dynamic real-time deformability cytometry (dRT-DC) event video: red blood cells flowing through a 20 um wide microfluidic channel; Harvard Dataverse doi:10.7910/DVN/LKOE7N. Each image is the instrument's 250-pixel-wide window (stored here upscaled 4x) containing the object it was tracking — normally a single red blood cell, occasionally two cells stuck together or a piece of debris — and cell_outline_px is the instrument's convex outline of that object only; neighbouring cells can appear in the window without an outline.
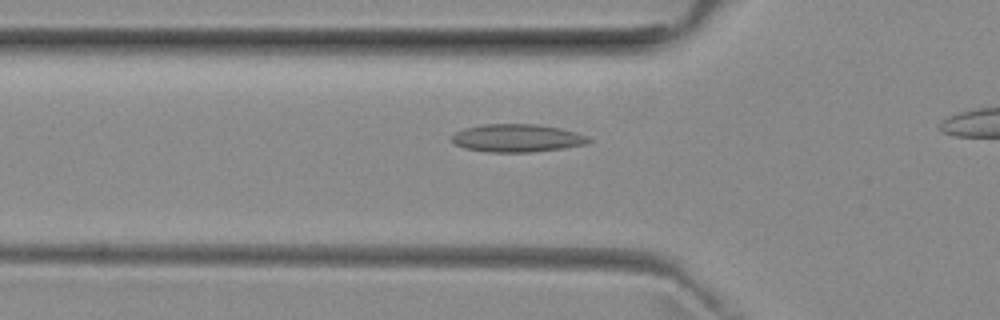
{"species": "common noctule bat (a hibernating species)", "species_latin": "Nyctalus noctula", "temperature_condition": "room temperature", "stored_images_in_passage": 34, "camera_frame_rate_fps": 3000, "um_per_image_px": 0.085, "animal": {"sex": "female", "body_mass_g": 29.2, "forearm_length_mm": 56.3}, "frame": {"image": 1, "passage_image": 9, "time_ms": 2.667, "image_size_px": [1000, 320], "cell_outline_px": [[592, 140], [588, 144], [564, 148], [532, 152], [488, 152], [464, 148], [456, 144], [452, 140], [452, 136], [456, 132], [464, 128], [484, 124], [536, 124], [560, 128], [576, 132], [588, 136]], "centroid_in_image_um": [43.99, 11.74], "position_along_channel_um": 81.8, "area_um2": 22.31}}
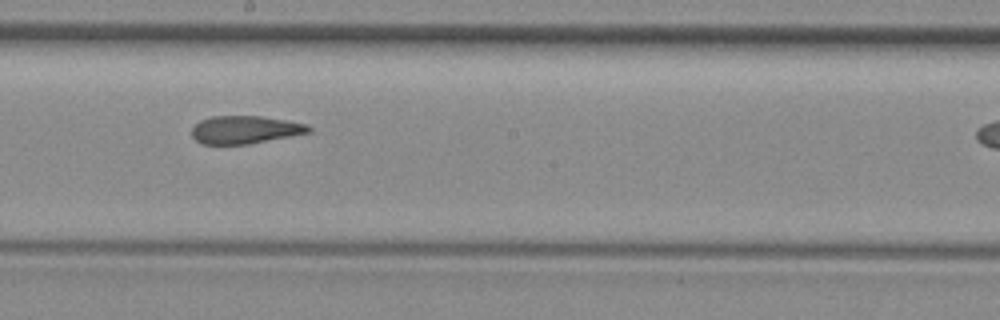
{"frame": {"image": 2, "passage_image": 20, "time_ms": 6.333, "image_size_px": [1000, 320], "cell_outline_px": [[312, 132], [248, 144], [200, 144], [192, 136], [192, 128], [200, 120], [212, 116], [260, 116], [308, 124], [312, 128]], "centroid_in_image_um": [20.83, 11.03], "position_along_channel_um": 227.4, "area_um2": 18.96}}
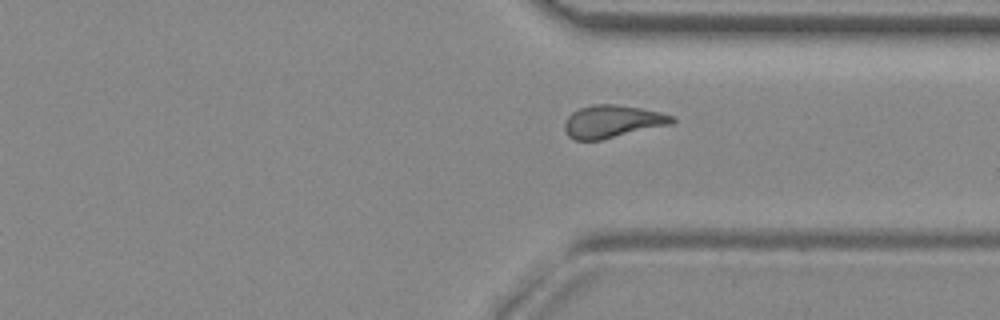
{"frame": {"image": 3, "passage_image": 30, "time_ms": 9.667, "image_size_px": [1000, 320], "cell_outline_px": [[676, 120], [672, 124], [600, 140], [576, 140], [568, 136], [564, 128], [564, 120], [572, 112], [580, 108], [592, 104], [616, 104], [640, 108], [660, 112], [676, 116]], "centroid_in_image_um": [52.06, 10.32], "position_along_channel_um": 359.3, "area_um2": 20.52}}